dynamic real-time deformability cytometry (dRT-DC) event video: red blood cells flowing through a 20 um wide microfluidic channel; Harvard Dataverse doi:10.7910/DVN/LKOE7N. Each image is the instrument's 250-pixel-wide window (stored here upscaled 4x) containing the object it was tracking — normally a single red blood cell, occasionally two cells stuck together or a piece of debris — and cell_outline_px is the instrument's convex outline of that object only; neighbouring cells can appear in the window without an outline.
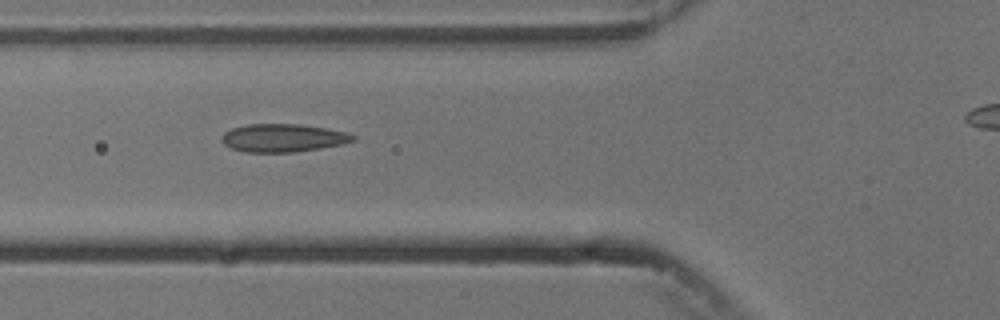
{"species": "common noctule bat (a hibernating species)", "species_latin": "Nyctalus noctula", "temperature_condition": "cold", "stored_images_in_passage": 6, "camera_frame_rate_fps": 3000, "um_per_image_px": 0.085, "animal": {"sex": "male", "body_mass_g": 13.3}, "frame": {"image": 1, "passage_image": 6, "time_ms": 5.667, "image_size_px": [1000, 320], "cell_outline_px": [[356, 140], [344, 144], [320, 148], [292, 152], [248, 152], [232, 148], [224, 144], [224, 132], [232, 128], [248, 124], [296, 124], [328, 128], [348, 132], [356, 136]], "centroid_in_image_um": [24.13, 11.72], "position_along_channel_um": 101.7, "area_um2": 21.33}}